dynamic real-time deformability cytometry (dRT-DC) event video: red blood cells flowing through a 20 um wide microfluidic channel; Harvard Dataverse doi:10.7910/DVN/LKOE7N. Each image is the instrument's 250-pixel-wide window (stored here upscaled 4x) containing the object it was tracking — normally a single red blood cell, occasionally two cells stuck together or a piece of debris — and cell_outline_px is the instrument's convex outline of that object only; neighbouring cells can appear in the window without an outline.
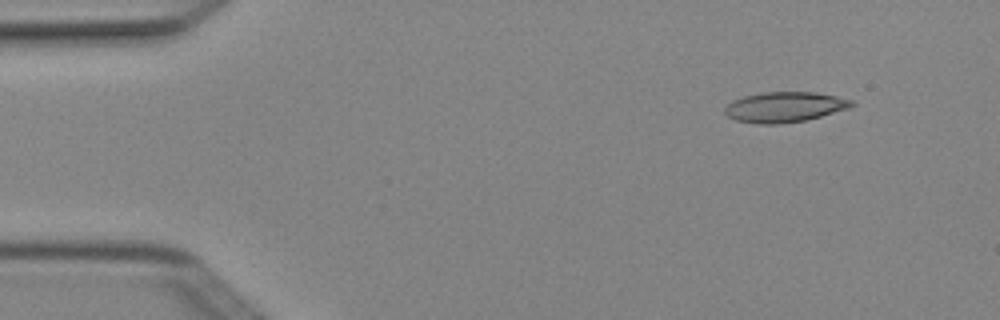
{"species": "Egyptian fruit bat (a non-hibernating species)", "species_latin": "Rousettus aegyptiacus", "temperature_condition": "cold", "stored_images_in_passage": 4, "segment_of_instrument_passage": [2, 2], "camera_frame_rate_fps": 3000, "um_per_image_px": 0.085, "animal": {"sex": "female"}, "frame": {"image": 1, "passage_image": 4, "time_ms": 1.0, "image_size_px": [1000, 320], "cell_outline_px": [[856, 104], [848, 108], [820, 116], [804, 120], [780, 124], [756, 124], [736, 120], [728, 116], [724, 112], [724, 108], [732, 100], [744, 96], [764, 92], [816, 92], [836, 96], [852, 100]], "centroid_in_image_um": [66.67, 9.09], "position_along_channel_um": 18.3, "area_um2": 22.31}}